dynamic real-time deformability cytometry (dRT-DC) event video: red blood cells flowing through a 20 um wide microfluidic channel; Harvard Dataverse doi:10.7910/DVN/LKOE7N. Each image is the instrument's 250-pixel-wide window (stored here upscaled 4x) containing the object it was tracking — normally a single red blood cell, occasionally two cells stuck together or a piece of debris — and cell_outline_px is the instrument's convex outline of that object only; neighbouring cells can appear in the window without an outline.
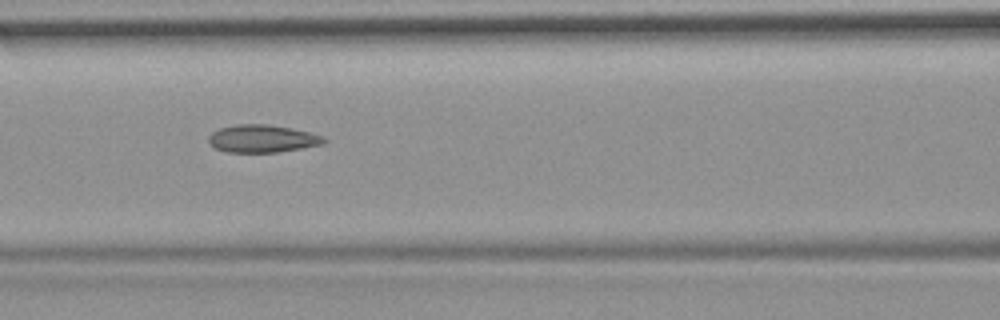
{"species": "common noctule bat (a hibernating species)", "species_latin": "Nyctalus noctula", "temperature_condition": "room temperature", "stored_images_in_passage": 44, "camera_frame_rate_fps": 3000, "um_per_image_px": 0.085, "animal": {"sex": "female", "body_mass_g": 19.9}, "frame": {"image": 1, "passage_image": 13, "time_ms": 4.0, "image_size_px": [1000, 320], "cell_outline_px": [[328, 140], [320, 144], [300, 148], [276, 152], [228, 152], [216, 148], [208, 140], [208, 136], [212, 132], [220, 128], [236, 124], [264, 124], [292, 128], [308, 132], [320, 136]], "centroid_in_image_um": [22.25, 11.78], "position_along_channel_um": 144.3, "area_um2": 18.21}, "authors_computed_cell_mechanics": {"area_um2": 18.2937, "velocity_mm_per_s": 3.7393, "shape_relaxation_time_tau1_ms": null, "shape_relaxation_time_tau2_ms": 4.4854, "deformation_change_tau1": null, "deformation_change_tau2": 0.1208}}